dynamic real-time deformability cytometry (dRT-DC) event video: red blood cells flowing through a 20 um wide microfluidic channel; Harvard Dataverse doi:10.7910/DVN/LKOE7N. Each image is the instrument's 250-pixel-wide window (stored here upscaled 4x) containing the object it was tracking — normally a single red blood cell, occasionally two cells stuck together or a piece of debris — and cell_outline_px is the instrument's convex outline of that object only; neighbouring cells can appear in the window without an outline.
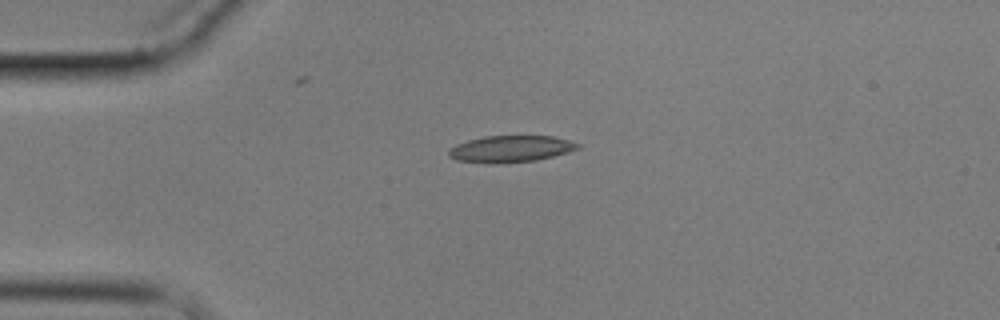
{"species": "common noctule bat (a hibernating species)", "species_latin": "Nyctalus noctula", "temperature_condition": "cold", "stored_images_in_passage": 2, "camera_frame_rate_fps": 3000, "um_per_image_px": 0.085, "animal": {"sex": "male", "body_mass_g": 17.9}, "frame": {"image": 1, "passage_image": 1, "time_ms": 0.0, "image_size_px": [1000, 320], "cell_outline_px": [[580, 148], [568, 152], [536, 160], [492, 164], [488, 164], [456, 160], [448, 156], [448, 152], [456, 144], [468, 140], [484, 136], [552, 136], [568, 140], [580, 144]], "centroid_in_image_um": [43.38, 12.66], "position_along_channel_um": 41.6, "area_um2": 20.0}}